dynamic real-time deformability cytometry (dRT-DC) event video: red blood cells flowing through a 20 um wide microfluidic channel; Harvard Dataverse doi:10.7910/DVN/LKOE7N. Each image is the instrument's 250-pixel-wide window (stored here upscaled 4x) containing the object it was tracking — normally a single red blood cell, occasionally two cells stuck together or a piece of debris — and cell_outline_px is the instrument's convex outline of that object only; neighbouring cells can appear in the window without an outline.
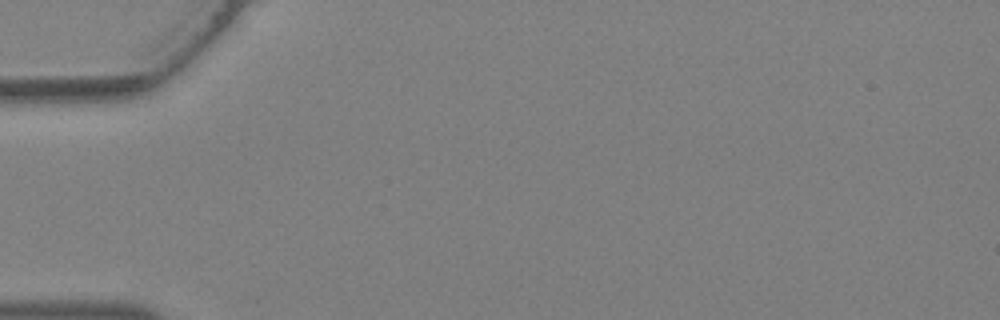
{"species": "Egyptian fruit bat (a non-hibernating species)", "species_latin": "Rousettus aegyptiacus", "temperature_condition": "warm", "stored_images_in_passage": 3, "segment_of_instrument_passage": [1, 2], "camera_frame_rate_fps": 3000, "um_per_image_px": 0.085, "animal": {"sex": "female"}, "frame": {"image": 1, "passage_image": 1, "time_ms": 0.0, "image_size_px": [1000, 320], "cell_outline_px": [[388, 292], [380, 300], [376, 300], [360, 288], [316, 244], [308, 232], [300, 216], [304, 216], [324, 232], [376, 276], [388, 288]], "centroid_in_image_um": [29.5, 22.31], "position_along_channel_um": 55.5, "area_um2": 12.54}}